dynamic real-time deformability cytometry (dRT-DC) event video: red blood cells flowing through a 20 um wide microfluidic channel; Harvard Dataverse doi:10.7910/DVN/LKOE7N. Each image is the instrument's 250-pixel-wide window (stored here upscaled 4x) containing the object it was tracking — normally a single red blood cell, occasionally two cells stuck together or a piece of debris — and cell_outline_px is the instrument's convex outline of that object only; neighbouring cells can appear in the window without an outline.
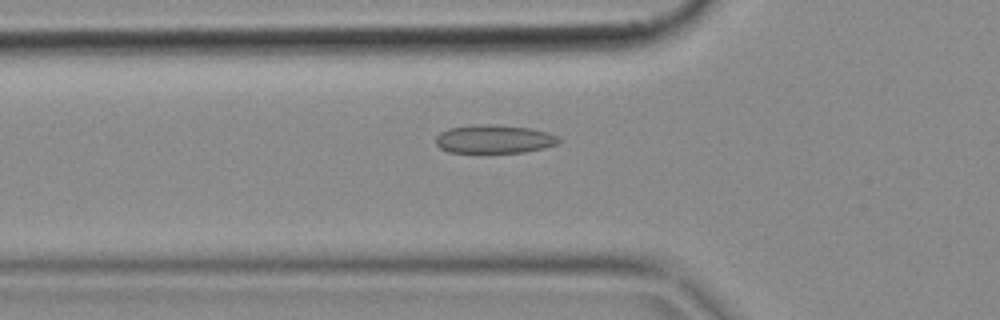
{"species": "common noctule bat (a hibernating species)", "species_latin": "Nyctalus noctula", "temperature_condition": "cold", "stored_images_in_passage": 50, "camera_frame_rate_fps": 3000, "um_per_image_px": 0.085, "animal": {"sex": "female", "body_mass_g": 18.4}, "frame": {"image": 1, "passage_image": 17, "time_ms": 5.333, "image_size_px": [1000, 320], "cell_outline_px": [[560, 140], [556, 144], [544, 148], [524, 152], [448, 152], [440, 148], [436, 144], [436, 136], [440, 132], [448, 128], [472, 124], [496, 124], [528, 128], [548, 132], [556, 136]], "centroid_in_image_um": [41.96, 11.81], "position_along_channel_um": 83.8, "area_um2": 20.4}}
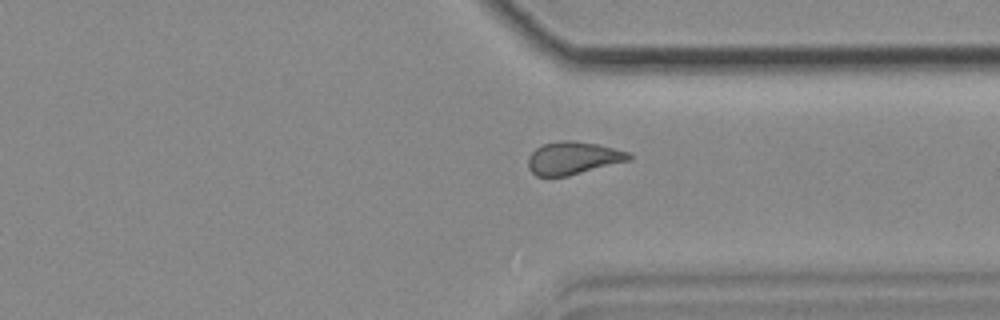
{"frame": {"image": 2, "passage_image": 38, "time_ms": 12.333, "image_size_px": [1000, 320], "cell_outline_px": [[632, 160], [568, 176], [536, 176], [528, 168], [528, 156], [536, 148], [544, 144], [560, 140], [572, 140], [596, 144], [632, 152]], "centroid_in_image_um": [48.74, 13.43], "position_along_channel_um": 362.7, "area_um2": 19.42}}
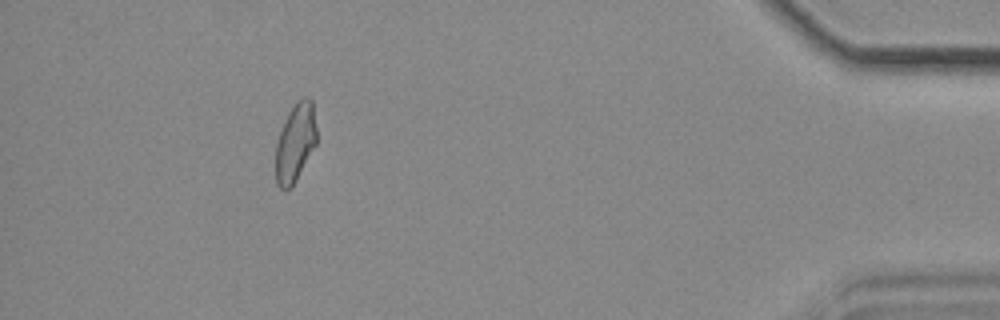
{"frame": {"image": 3, "passage_image": 46, "time_ms": 15.0, "image_size_px": [1000, 320], "cell_outline_px": [[316, 144], [292, 188], [284, 192], [276, 184], [276, 144], [280, 132], [288, 112], [304, 96], [312, 100], [316, 128]], "centroid_in_image_um": [25.09, 12.19], "position_along_channel_um": 410.1, "area_um2": 18.61}}